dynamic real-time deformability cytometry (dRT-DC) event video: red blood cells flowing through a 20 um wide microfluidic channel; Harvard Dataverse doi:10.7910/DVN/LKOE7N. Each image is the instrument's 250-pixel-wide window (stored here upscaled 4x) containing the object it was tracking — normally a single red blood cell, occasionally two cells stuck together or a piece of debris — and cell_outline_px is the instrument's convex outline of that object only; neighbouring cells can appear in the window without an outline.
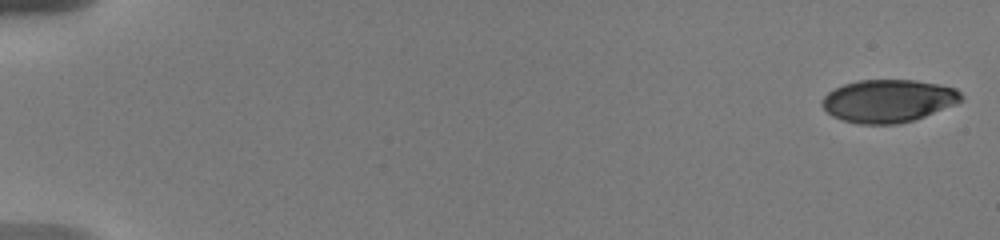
{"species": "human", "species_latin": "Homo sapiens", "temperature_condition": "warm", "stored_images_in_passage": 17, "camera_frame_rate_fps": 3000, "um_per_image_px": 0.085, "donor": {"sex": "male"}, "frame": {"image": 1, "passage_image": 1, "time_ms": 0.0, "image_size_px": [1000, 240], "cell_outline_px": [[964, 100], [956, 104], [924, 116], [912, 120], [896, 124], [860, 124], [844, 120], [832, 116], [820, 104], [824, 96], [828, 92], [844, 84], [860, 80], [916, 80], [956, 88], [964, 96]], "centroid_in_image_um": [75.52, 8.57], "position_along_channel_um": 9.5, "area_um2": 34.56}}
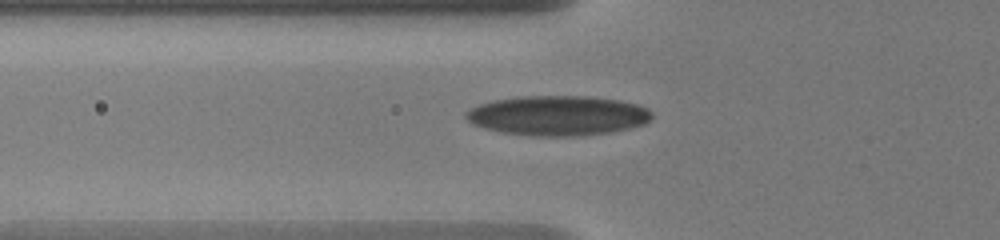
{"frame": {"image": 2, "passage_image": 12, "time_ms": 6.667, "image_size_px": [1000, 240], "cell_outline_px": [[652, 116], [644, 124], [628, 128], [608, 132], [568, 136], [536, 136], [504, 132], [484, 128], [472, 124], [464, 116], [464, 112], [468, 108], [492, 100], [520, 96], [588, 96], [620, 100], [636, 104], [648, 108], [652, 112]], "centroid_in_image_um": [47.37, 9.81], "position_along_channel_um": 78.4, "area_um2": 43.06}}
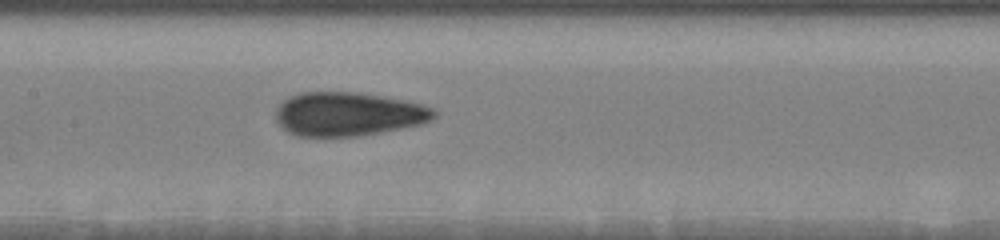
{"frame": {"image": 3, "passage_image": 17, "time_ms": 9.333, "image_size_px": [1000, 240], "cell_outline_px": [[436, 116], [432, 120], [424, 124], [360, 136], [296, 136], [288, 132], [276, 120], [276, 108], [288, 96], [300, 92], [356, 92], [384, 96], [408, 100], [436, 108]], "centroid_in_image_um": [29.65, 9.69], "position_along_channel_um": 177.8, "area_um2": 40.86}}